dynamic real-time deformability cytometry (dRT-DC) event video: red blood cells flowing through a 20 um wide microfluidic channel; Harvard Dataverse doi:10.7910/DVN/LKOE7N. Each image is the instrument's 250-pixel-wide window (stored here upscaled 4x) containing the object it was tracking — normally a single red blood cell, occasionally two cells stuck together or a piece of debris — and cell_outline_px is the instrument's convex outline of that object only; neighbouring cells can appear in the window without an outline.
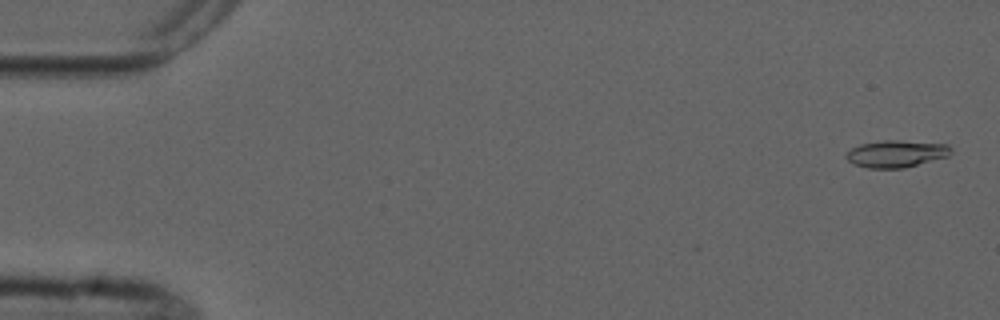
{"species": "common noctule bat (a hibernating species)", "species_latin": "Nyctalus noctula", "temperature_condition": "cold", "stored_images_in_passage": 5, "camera_frame_rate_fps": 3000, "um_per_image_px": 0.085, "animal": {"sex": "male", "forearm_length_mm": 52.5}, "frame": {"image": 1, "passage_image": 1, "time_ms": 0.0, "image_size_px": [1000, 320], "cell_outline_px": [[952, 152], [948, 156], [904, 168], [868, 168], [856, 164], [848, 160], [844, 156], [852, 148], [860, 144], [884, 140], [896, 140], [948, 144], [952, 148]], "centroid_in_image_um": [76.2, 13.06], "position_along_channel_um": 8.8, "area_um2": 16.42}}
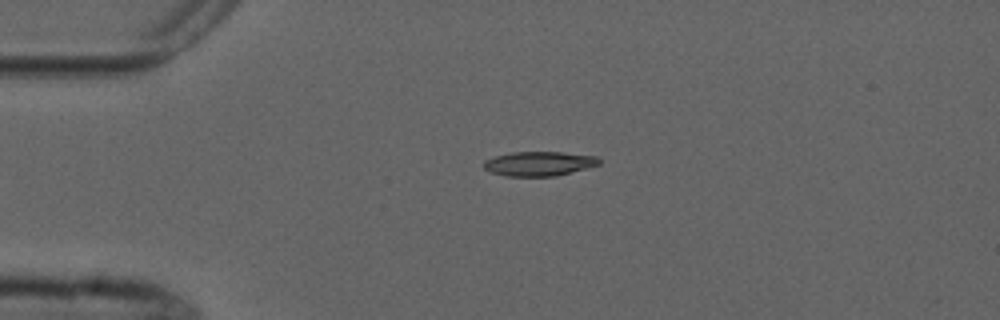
{"frame": {"image": 2, "passage_image": 4, "time_ms": 3.667, "image_size_px": [1000, 320], "cell_outline_px": [[600, 164], [556, 176], [504, 176], [492, 172], [484, 168], [484, 160], [496, 156], [512, 152], [564, 152], [596, 156], [600, 160]], "centroid_in_image_um": [45.82, 13.91], "position_along_channel_um": 39.2, "area_um2": 16.3}}